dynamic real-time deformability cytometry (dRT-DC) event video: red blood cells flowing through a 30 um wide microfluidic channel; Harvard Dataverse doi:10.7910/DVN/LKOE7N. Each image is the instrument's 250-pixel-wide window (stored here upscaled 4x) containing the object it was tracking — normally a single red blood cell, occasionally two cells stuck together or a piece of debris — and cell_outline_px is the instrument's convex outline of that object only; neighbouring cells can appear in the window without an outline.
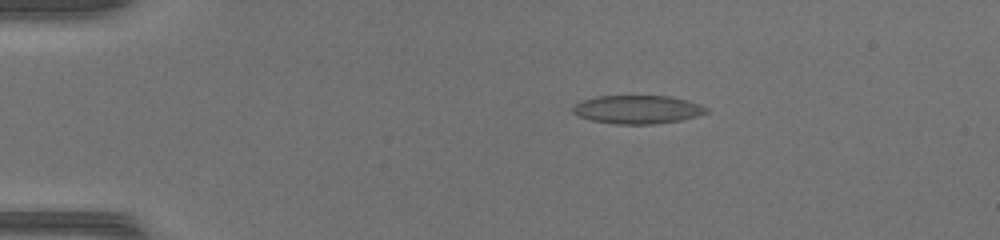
{"species": "common noctule bat (a hibernating species)", "species_latin": "Nyctalus noctula", "temperature_condition": "warm", "stored_images_in_passage": 44, "camera_frame_rate_fps": 3000, "um_per_image_px": 0.085, "animal": {"sex": "female", "body_mass_g": 17.0, "forearm_length_mm": 48.0}, "frame": {"image": 1, "passage_image": 4, "time_ms": 1.0, "image_size_px": [1000, 240], "cell_outline_px": [[708, 112], [696, 116], [680, 120], [652, 124], [616, 124], [592, 120], [580, 116], [572, 112], [572, 108], [576, 104], [584, 100], [596, 96], [672, 96], [688, 100], [700, 104], [708, 108]], "centroid_in_image_um": [54.22, 9.3], "position_along_channel_um": 30.8, "area_um2": 21.96}}
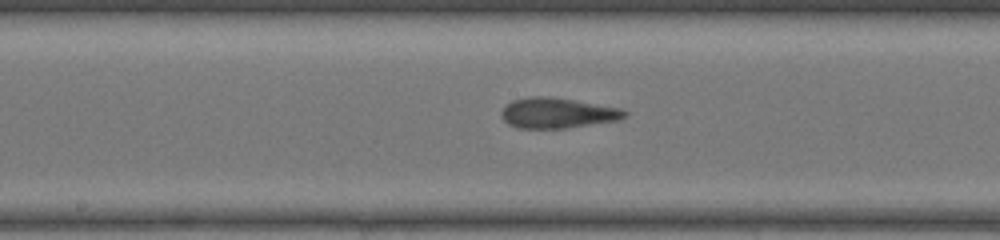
{"frame": {"image": 2, "passage_image": 21, "time_ms": 6.667, "image_size_px": [1000, 240], "cell_outline_px": [[628, 116], [620, 120], [568, 128], [516, 128], [508, 124], [500, 116], [500, 112], [504, 104], [512, 100], [528, 96], [552, 96], [620, 108], [628, 112]], "centroid_in_image_um": [47.35, 9.6], "position_along_channel_um": 200.8, "area_um2": 22.25}}
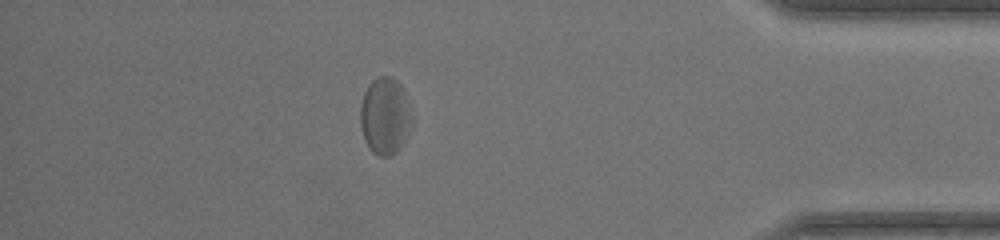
{"frame": {"image": 3, "passage_image": 38, "time_ms": 12.333, "image_size_px": [1000, 240], "cell_outline_px": [[412, 128], [400, 148], [396, 152], [388, 156], [380, 156], [372, 152], [368, 148], [364, 140], [360, 124], [360, 104], [364, 92], [368, 84], [376, 76], [392, 76], [404, 88], [412, 116]], "centroid_in_image_um": [32.73, 9.85], "position_along_channel_um": 402.5, "area_um2": 23.64}, "authors_computed_cell_mechanics": {"area_um2": 22.2241, "velocity_mm_per_s": 4.2042, "shape_relaxation_time_tau1_ms": null, "shape_relaxation_time_tau2_ms": 1.4147, "deformation_change_tau1": null, "deformation_change_tau2": 0.0856}}